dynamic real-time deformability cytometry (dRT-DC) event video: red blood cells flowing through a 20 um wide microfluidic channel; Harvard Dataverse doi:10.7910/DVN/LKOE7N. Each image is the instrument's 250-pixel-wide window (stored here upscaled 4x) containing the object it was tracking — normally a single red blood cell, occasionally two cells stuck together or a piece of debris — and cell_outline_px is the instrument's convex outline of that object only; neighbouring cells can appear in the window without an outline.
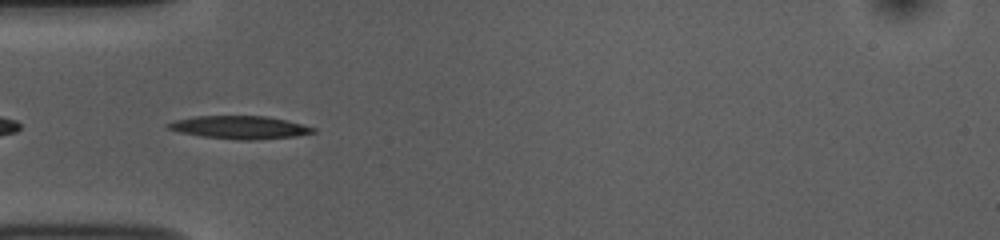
{"species": "common noctule bat (a hibernating species)", "species_latin": "Nyctalus noctula", "temperature_condition": "room temperature", "stored_images_in_passage": 25, "camera_frame_rate_fps": 3000, "um_per_image_px": 0.085, "animal": {"sex": "female", "body_mass_g": 10.0, "forearm_length_mm": 53.1}, "frame": {"image": 1, "passage_image": 2, "time_ms": 0.333, "image_size_px": [1000, 240], "cell_outline_px": [[316, 132], [296, 136], [252, 140], [240, 140], [200, 136], [180, 132], [164, 128], [164, 124], [172, 120], [192, 116], [268, 116], [288, 120], [316, 128]], "centroid_in_image_um": [20.32, 10.82], "position_along_channel_um": 64.7, "area_um2": 19.71}}
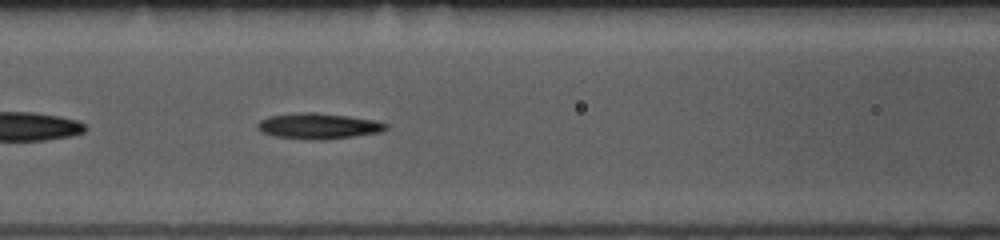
{"frame": {"image": 2, "passage_image": 8, "time_ms": 2.333, "image_size_px": [1000, 240], "cell_outline_px": [[388, 128], [380, 132], [352, 136], [276, 136], [264, 132], [256, 128], [256, 124], [260, 120], [268, 116], [300, 112], [316, 112], [348, 116], [376, 120], [388, 124]], "centroid_in_image_um": [27.08, 10.63], "position_along_channel_um": 139.5, "area_um2": 17.98}}
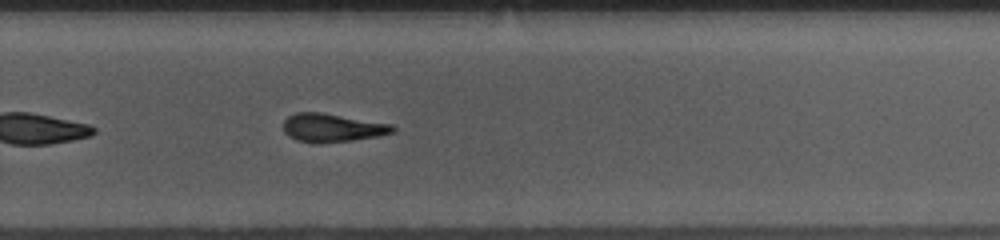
{"frame": {"image": 3, "passage_image": 21, "time_ms": 6.667, "image_size_px": [1000, 240], "cell_outline_px": [[396, 132], [376, 136], [352, 140], [296, 140], [288, 136], [284, 132], [284, 120], [288, 116], [296, 112], [320, 112], [392, 124], [396, 128]], "centroid_in_image_um": [28.26, 10.81], "position_along_channel_um": 301.5, "area_um2": 17.34}}